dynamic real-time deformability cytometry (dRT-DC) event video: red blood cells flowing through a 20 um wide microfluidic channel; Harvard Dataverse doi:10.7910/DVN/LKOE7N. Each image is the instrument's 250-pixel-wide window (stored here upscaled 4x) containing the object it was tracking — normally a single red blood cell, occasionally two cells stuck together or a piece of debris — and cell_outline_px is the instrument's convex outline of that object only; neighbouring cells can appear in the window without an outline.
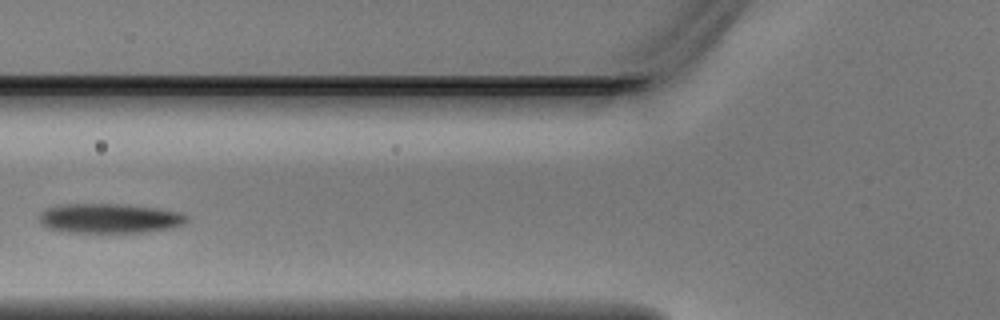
{"species": "Egyptian fruit bat (a non-hibernating species)", "species_latin": "Rousettus aegyptiacus", "temperature_condition": "warm", "stored_images_in_passage": 3, "camera_frame_rate_fps": 3000, "um_per_image_px": 0.085, "animal": {"sex": "male"}, "frame": {"image": 1, "passage_image": 3, "time_ms": 0.667, "image_size_px": [1000, 320], "cell_outline_px": [[188, 220], [184, 224], [172, 228], [148, 232], [68, 232], [48, 228], [40, 224], [40, 212], [48, 208], [64, 204], [124, 204], [156, 208], [180, 212], [188, 216]], "centroid_in_image_um": [9.34, 18.56], "position_along_channel_um": 116.5, "area_um2": 25.49}}